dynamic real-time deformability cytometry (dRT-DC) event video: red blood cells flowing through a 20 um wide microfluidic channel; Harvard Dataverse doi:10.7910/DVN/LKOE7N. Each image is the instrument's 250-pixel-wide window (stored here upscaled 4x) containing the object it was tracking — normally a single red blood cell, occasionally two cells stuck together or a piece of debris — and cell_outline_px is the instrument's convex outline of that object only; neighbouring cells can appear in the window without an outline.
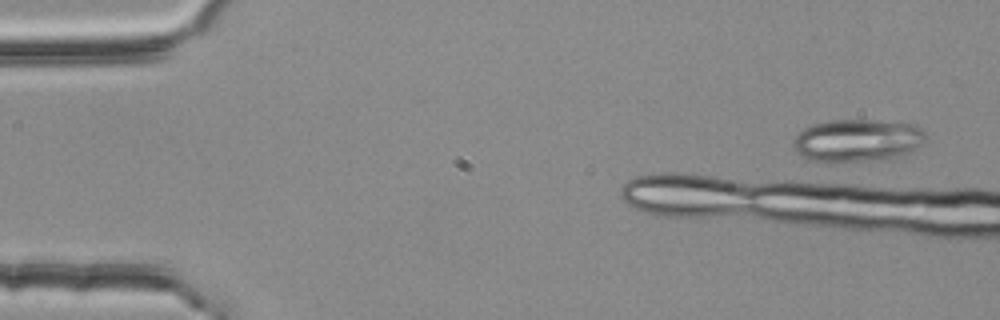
{"species": "common noctule bat (a hibernating species)", "species_latin": "Nyctalus noctula", "temperature_condition": "room temperature", "stored_images_in_passage": 3, "camera_frame_rate_fps": 3000, "um_per_image_px": 0.085, "animal": {"sex": "female", "body_mass_g": 25.1}, "frame": {"image": 1, "passage_image": 1, "time_ms": 0.0, "image_size_px": [1000, 320], "cell_outline_px": [[924, 140], [916, 148], [904, 156], [892, 160], [812, 160], [804, 156], [792, 144], [796, 136], [804, 128], [812, 124], [832, 120], [872, 120], [912, 124], [924, 128]], "centroid_in_image_um": [72.95, 11.92], "position_along_channel_um": 12.0, "area_um2": 32.37}}